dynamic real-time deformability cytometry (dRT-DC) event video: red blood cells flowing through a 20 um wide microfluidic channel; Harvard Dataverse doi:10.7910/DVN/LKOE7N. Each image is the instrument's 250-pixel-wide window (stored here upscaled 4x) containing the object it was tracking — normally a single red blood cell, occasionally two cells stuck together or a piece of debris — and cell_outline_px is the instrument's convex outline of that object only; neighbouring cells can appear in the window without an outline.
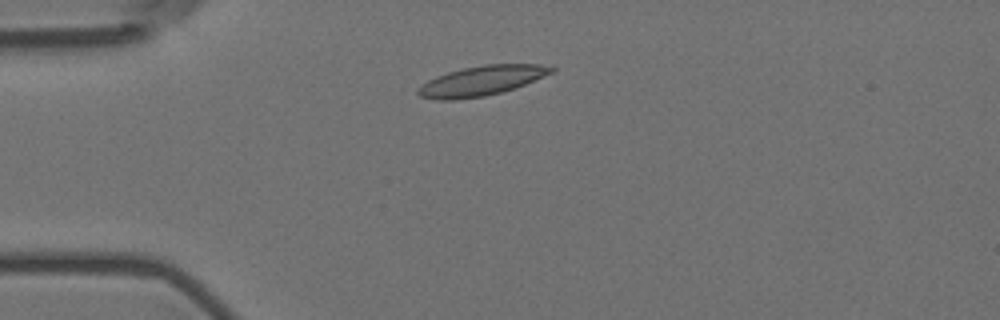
{"species": "Egyptian fruit bat (a non-hibernating species)", "species_latin": "Rousettus aegyptiacus", "temperature_condition": "room temperature", "stored_images_in_passage": 8, "camera_frame_rate_fps": 3000, "um_per_image_px": 0.085, "animal": {"sex": "female"}, "frame": {"image": 1, "passage_image": 2, "time_ms": 0.333, "image_size_px": [1000, 320], "cell_outline_px": [[556, 68], [552, 72], [524, 84], [500, 92], [484, 96], [452, 100], [440, 100], [420, 96], [416, 92], [428, 80], [436, 76], [448, 72], [464, 68], [484, 64], [540, 64]], "centroid_in_image_um": [40.91, 6.86], "position_along_channel_um": 44.1, "area_um2": 22.6}}
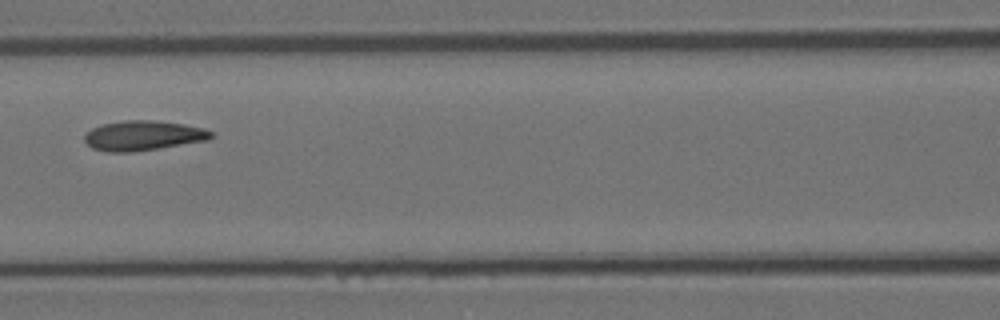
{"frame": {"image": 2, "passage_image": 5, "time_ms": 1.333, "image_size_px": [1000, 320], "cell_outline_px": [[216, 136], [208, 140], [132, 152], [108, 152], [92, 148], [84, 140], [84, 136], [92, 128], [104, 124], [124, 120], [152, 120], [184, 124], [204, 128], [216, 132]], "centroid_in_image_um": [12.22, 11.52], "position_along_channel_um": 154.4, "area_um2": 22.02}}
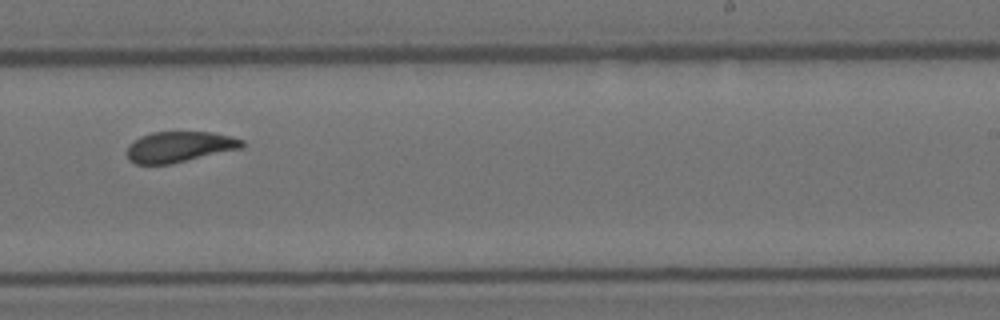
{"frame": {"image": 3, "passage_image": 8, "time_ms": 2.333, "image_size_px": [1000, 320], "cell_outline_px": [[244, 144], [240, 148], [172, 164], [136, 164], [128, 160], [128, 144], [140, 136], [152, 132], [212, 132], [232, 136], [244, 140]], "centroid_in_image_um": [15.23, 12.47], "position_along_channel_um": 273.8, "area_um2": 20.58}}